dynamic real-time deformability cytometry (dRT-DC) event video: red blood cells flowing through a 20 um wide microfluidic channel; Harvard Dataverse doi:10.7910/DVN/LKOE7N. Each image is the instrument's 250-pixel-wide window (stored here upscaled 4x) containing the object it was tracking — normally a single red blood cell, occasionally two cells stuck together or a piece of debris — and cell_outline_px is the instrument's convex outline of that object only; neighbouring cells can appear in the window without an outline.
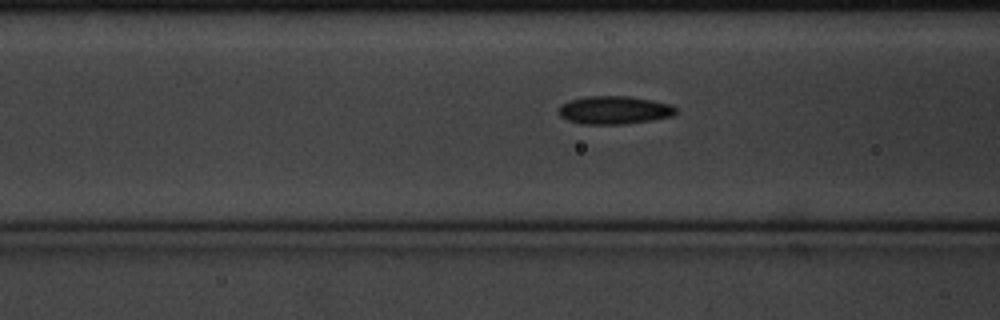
{"species": "common noctule bat (a hibernating species)", "species_latin": "Nyctalus noctula", "temperature_condition": "cold", "stored_images_in_passage": 20, "camera_frame_rate_fps": 3000, "um_per_image_px": 0.085, "animal": {"sex": "male", "body_mass_g": 20.1, "forearm_length_mm": 53.5}, "frame": {"image": 1, "passage_image": 17, "time_ms": 5.333, "image_size_px": [1000, 320], "cell_outline_px": [[676, 112], [672, 116], [652, 120], [624, 124], [584, 124], [568, 120], [560, 116], [556, 112], [568, 100], [588, 96], [628, 96], [652, 100], [672, 104], [676, 108]], "centroid_in_image_um": [52.22, 9.35], "position_along_channel_um": 114.4, "area_um2": 19.19}}